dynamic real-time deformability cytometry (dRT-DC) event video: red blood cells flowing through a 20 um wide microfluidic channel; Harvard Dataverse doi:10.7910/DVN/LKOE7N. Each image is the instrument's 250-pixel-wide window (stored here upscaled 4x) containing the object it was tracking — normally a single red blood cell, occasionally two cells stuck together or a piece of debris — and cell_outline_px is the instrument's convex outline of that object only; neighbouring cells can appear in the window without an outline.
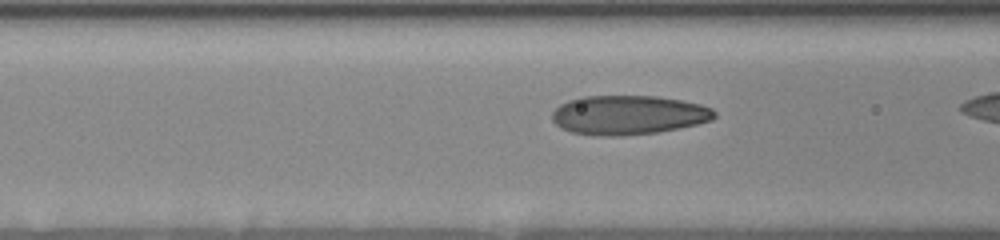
{"species": "human", "species_latin": "Homo sapiens", "temperature_condition": "room temperature", "stored_images_in_passage": 32, "camera_frame_rate_fps": 3000, "um_per_image_px": 0.085, "donor": {"sex": "female"}, "frame": {"image": 1, "passage_image": 14, "time_ms": 4.333, "image_size_px": [1000, 240], "cell_outline_px": [[716, 116], [712, 120], [696, 124], [656, 132], [620, 136], [596, 136], [572, 132], [560, 128], [552, 120], [552, 112], [560, 104], [568, 100], [580, 96], [656, 96], [680, 100], [700, 104], [712, 108], [716, 112]], "centroid_in_image_um": [53.38, 9.77], "position_along_channel_um": 113.2, "area_um2": 37.17}}